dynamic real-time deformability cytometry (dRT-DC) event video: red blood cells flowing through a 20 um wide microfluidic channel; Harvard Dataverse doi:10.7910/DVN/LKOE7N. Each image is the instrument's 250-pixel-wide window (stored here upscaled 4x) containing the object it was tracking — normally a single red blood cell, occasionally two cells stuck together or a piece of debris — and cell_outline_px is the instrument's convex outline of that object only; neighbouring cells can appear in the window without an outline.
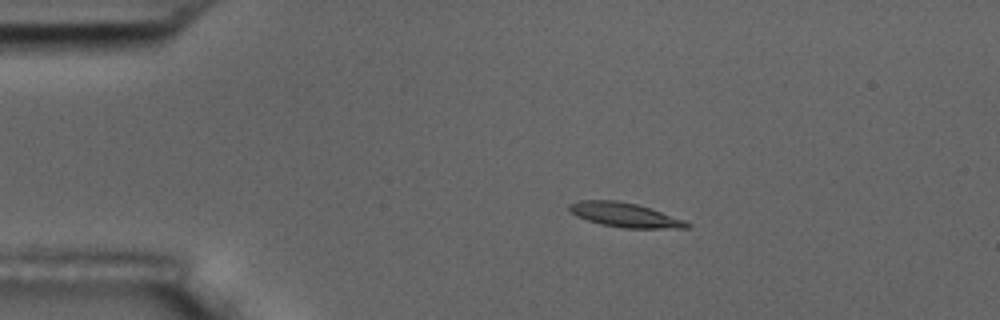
{"species": "common noctule bat (a hibernating species)", "species_latin": "Nyctalus noctula", "temperature_condition": "room temperature", "stored_images_in_passage": 5, "camera_frame_rate_fps": 3000, "um_per_image_px": 0.085, "animal": {"sex": "male", "body_mass_g": 17.5, "forearm_length_mm": 52.3}, "frame": {"image": 1, "passage_image": 3, "time_ms": 3.333, "image_size_px": [1000, 320], "cell_outline_px": [[692, 224], [688, 228], [624, 228], [600, 224], [576, 216], [568, 208], [568, 204], [580, 200], [616, 200], [636, 204], [684, 220]], "centroid_in_image_um": [53.08, 18.27], "position_along_channel_um": 31.9, "area_um2": 16.47}}